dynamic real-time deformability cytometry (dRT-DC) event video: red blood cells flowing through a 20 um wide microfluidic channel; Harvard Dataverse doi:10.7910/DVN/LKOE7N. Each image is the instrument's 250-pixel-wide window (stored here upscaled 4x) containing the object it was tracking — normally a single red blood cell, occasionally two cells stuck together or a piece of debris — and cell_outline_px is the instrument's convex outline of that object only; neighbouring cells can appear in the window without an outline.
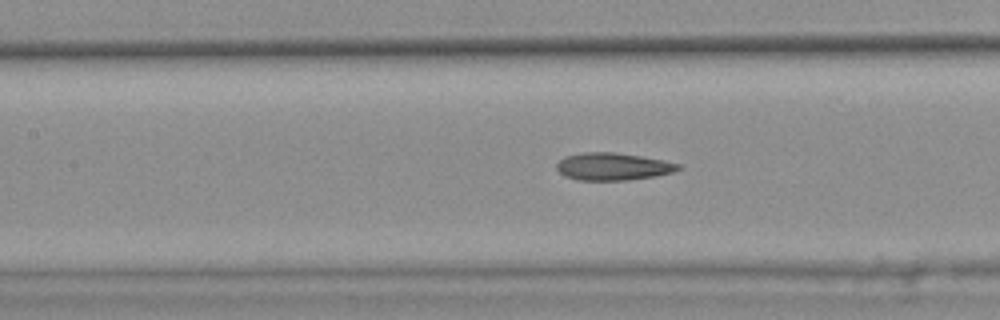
{"species": "common noctule bat (a hibernating species)", "species_latin": "Nyctalus noctula", "temperature_condition": "warm", "stored_images_in_passage": 39, "camera_frame_rate_fps": 3000, "um_per_image_px": 0.085, "animal": {"sex": "female", "body_mass_g": 25.1}, "frame": {"image": 1, "passage_image": 17, "time_ms": 5.333, "image_size_px": [1000, 320], "cell_outline_px": [[680, 168], [672, 172], [656, 176], [628, 180], [576, 180], [564, 176], [556, 168], [556, 164], [564, 156], [584, 152], [616, 152], [640, 156], [680, 164]], "centroid_in_image_um": [52.04, 14.16], "position_along_channel_um": 155.4, "area_um2": 19.36}, "authors_computed_cell_mechanics": {"area_um2": 19.4208, "velocity_mm_per_s": 3.823, "shape_relaxation_time_tau1_ms": null, "shape_relaxation_time_tau2_ms": 3.2254, "deformation_change_tau1": null, "deformation_change_tau2": 0.1317}}